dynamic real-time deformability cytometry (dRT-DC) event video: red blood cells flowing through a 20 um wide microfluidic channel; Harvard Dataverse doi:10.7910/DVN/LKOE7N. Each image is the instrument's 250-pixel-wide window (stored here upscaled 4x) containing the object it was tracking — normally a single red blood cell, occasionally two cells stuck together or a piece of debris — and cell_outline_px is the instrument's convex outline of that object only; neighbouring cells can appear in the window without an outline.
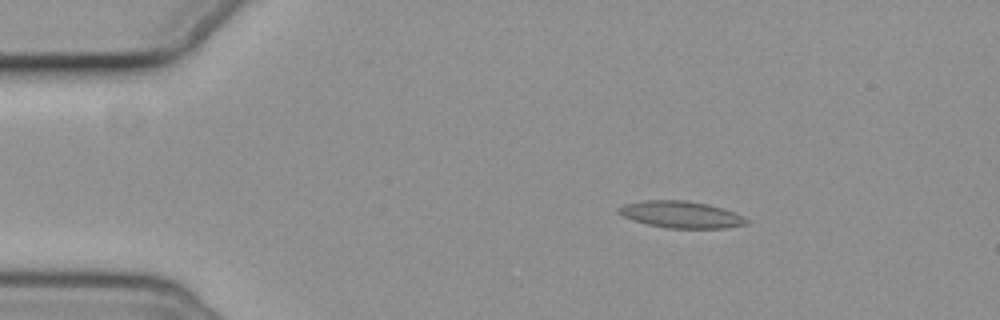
{"species": "common noctule bat (a hibernating species)", "species_latin": "Nyctalus noctula", "temperature_condition": "cold", "stored_images_in_passage": 2, "camera_frame_rate_fps": 3000, "um_per_image_px": 0.085, "animal": {"sex": "female", "body_mass_g": 19.3, "forearm_length_mm": 54.1}, "frame": {"image": 1, "passage_image": 1, "time_ms": 0.0, "image_size_px": [1000, 320], "cell_outline_px": [[748, 224], [728, 228], [664, 228], [632, 220], [616, 212], [616, 208], [624, 204], [644, 200], [684, 200], [708, 204], [724, 208], [748, 220]], "centroid_in_image_um": [57.85, 18.23], "position_along_channel_um": 27.2, "area_um2": 20.0}}